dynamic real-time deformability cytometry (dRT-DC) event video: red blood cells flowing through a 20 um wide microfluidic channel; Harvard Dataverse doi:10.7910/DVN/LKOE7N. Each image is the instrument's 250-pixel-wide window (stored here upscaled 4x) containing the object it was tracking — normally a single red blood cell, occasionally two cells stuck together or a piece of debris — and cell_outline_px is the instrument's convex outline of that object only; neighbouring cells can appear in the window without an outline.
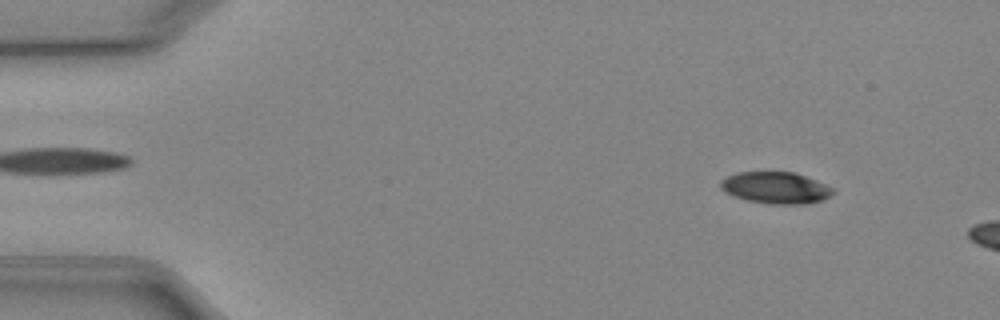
{"species": "Egyptian fruit bat (a non-hibernating species)", "species_latin": "Rousettus aegyptiacus", "temperature_condition": "cold", "stored_images_in_passage": 9, "camera_frame_rate_fps": 3000, "um_per_image_px": 0.085, "animal": {"sex": "female"}, "frame": {"image": 1, "passage_image": 1, "time_ms": 0.0, "image_size_px": [1000, 320], "cell_outline_px": [[836, 192], [832, 196], [808, 204], [772, 204], [748, 200], [724, 192], [720, 188], [720, 180], [736, 172], [796, 172], [836, 188]], "centroid_in_image_um": [65.99, 15.95], "position_along_channel_um": 19.0, "area_um2": 20.92}}